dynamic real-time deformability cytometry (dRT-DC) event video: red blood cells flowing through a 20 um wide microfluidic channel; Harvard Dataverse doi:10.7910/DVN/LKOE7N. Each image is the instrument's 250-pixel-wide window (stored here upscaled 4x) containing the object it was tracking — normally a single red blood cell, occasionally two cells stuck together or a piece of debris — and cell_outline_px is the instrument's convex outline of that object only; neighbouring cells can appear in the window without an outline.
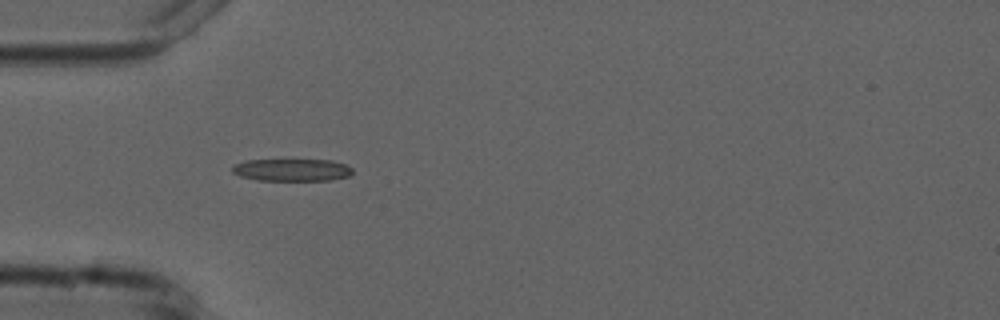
{"species": "common noctule bat (a hibernating species)", "species_latin": "Nyctalus noctula", "temperature_condition": "cold", "stored_images_in_passage": 7, "camera_frame_rate_fps": 3000, "um_per_image_px": 0.085, "animal": {"sex": "male", "forearm_length_mm": 52.5}, "frame": {"image": 1, "passage_image": 1, "time_ms": 0.0, "image_size_px": [1000, 320], "cell_outline_px": [[352, 176], [332, 180], [256, 180], [240, 176], [232, 172], [232, 168], [236, 164], [244, 160], [332, 160], [344, 164], [352, 168]], "centroid_in_image_um": [24.84, 14.45], "position_along_channel_um": 60.2, "area_um2": 15.66}}
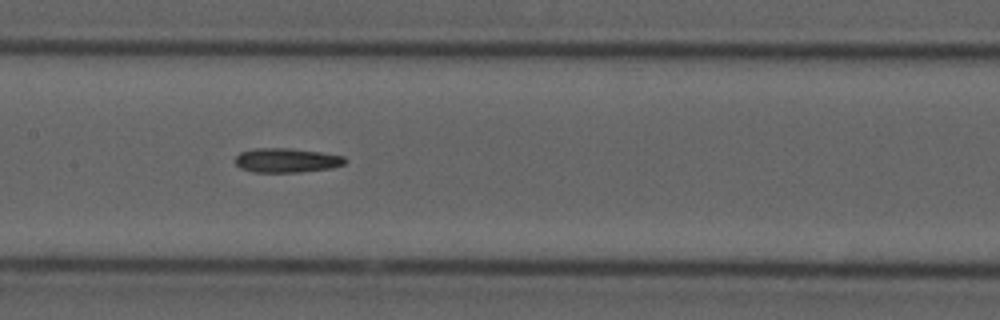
{"frame": {"image": 2, "passage_image": 4, "time_ms": 3.333, "image_size_px": [1000, 320], "cell_outline_px": [[348, 160], [344, 164], [332, 168], [300, 172], [252, 172], [240, 168], [236, 164], [236, 156], [240, 152], [256, 148], [288, 148], [320, 152], [344, 156]], "centroid_in_image_um": [24.37, 13.63], "position_along_channel_um": 183.0, "area_um2": 15.61}}
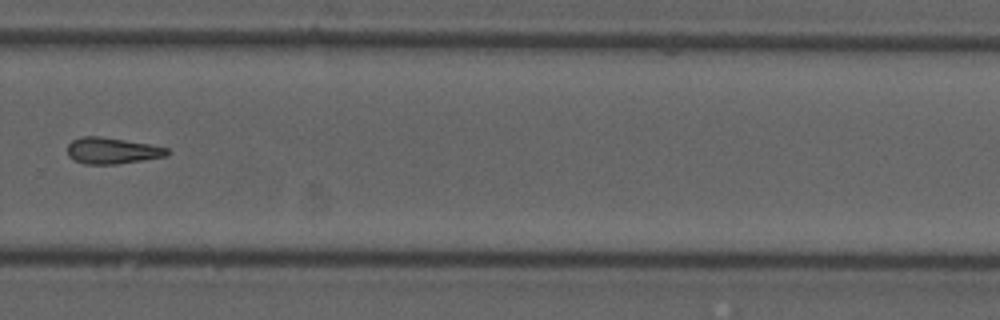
{"frame": {"image": 3, "passage_image": 7, "time_ms": 7.0, "image_size_px": [1000, 320], "cell_outline_px": [[172, 152], [168, 156], [144, 160], [116, 164], [84, 164], [72, 160], [68, 156], [68, 144], [72, 140], [80, 136], [100, 136], [148, 144], [168, 148]], "centroid_in_image_um": [9.53, 12.81], "position_along_channel_um": 320.3, "area_um2": 15.43}}